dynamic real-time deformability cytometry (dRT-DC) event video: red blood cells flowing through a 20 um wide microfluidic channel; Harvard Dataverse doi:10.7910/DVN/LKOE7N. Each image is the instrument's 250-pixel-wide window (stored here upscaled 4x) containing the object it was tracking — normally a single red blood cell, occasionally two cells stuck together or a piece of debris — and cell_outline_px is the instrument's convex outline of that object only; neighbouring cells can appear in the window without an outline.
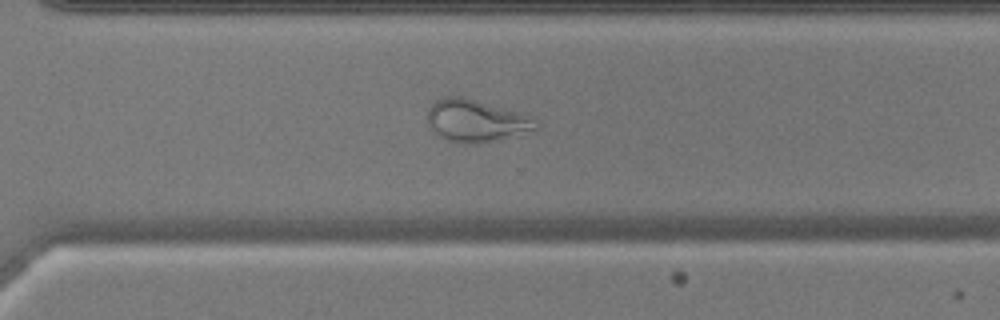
{"species": "common noctule bat (a hibernating species)", "species_latin": "Nyctalus noctula", "temperature_condition": "warm", "stored_images_in_passage": 53, "camera_frame_rate_fps": 3000, "um_per_image_px": 0.085, "animal": {"sex": "male", "body_mass_g": 17.9, "forearm_length_mm": 54.2}, "frame": {"image": 1, "passage_image": 38, "time_ms": 12.333, "image_size_px": [1000, 320], "cell_outline_px": [[540, 128], [480, 144], [464, 144], [444, 140], [436, 136], [428, 128], [428, 108], [436, 100], [444, 96], [464, 96], [520, 112], [528, 116]], "centroid_in_image_um": [40.37, 10.27], "position_along_channel_um": 330.2, "area_um2": 26.93}}
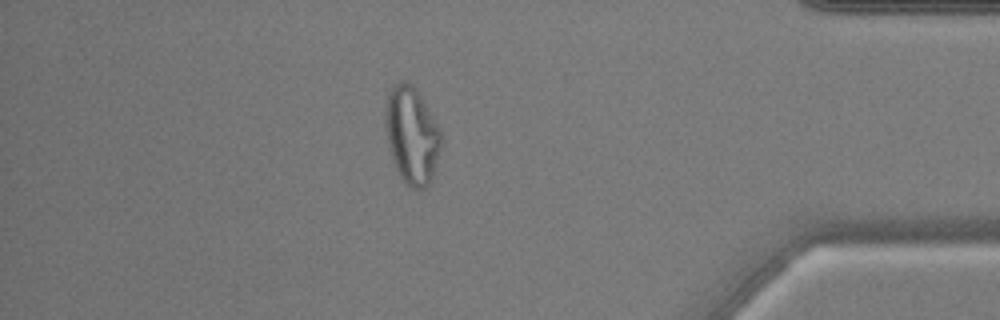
{"frame": {"image": 2, "passage_image": 46, "time_ms": 15.0, "image_size_px": [1000, 320], "cell_outline_px": [[440, 148], [432, 180], [424, 188], [412, 188], [404, 184], [392, 160], [388, 148], [384, 128], [384, 104], [388, 92], [400, 80], [404, 80], [412, 84], [420, 96], [436, 124], [440, 132]], "centroid_in_image_um": [34.94, 11.51], "position_along_channel_um": 400.3, "area_um2": 31.56}}